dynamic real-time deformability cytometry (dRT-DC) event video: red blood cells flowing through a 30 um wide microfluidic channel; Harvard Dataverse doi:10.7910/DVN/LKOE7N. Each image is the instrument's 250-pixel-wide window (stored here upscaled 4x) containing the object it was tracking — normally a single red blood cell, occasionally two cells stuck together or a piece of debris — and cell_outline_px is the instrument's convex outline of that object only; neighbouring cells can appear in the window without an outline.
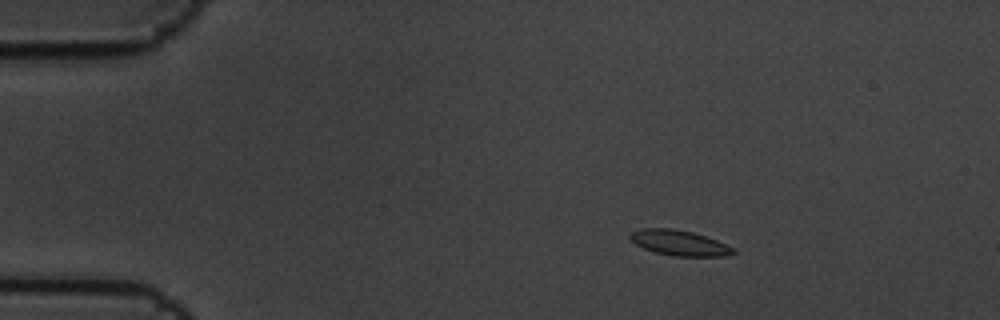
{"species": "common noctule bat (a hibernating species)", "species_latin": "Nyctalus noctula", "temperature_condition": "cold", "stored_images_in_passage": 6, "camera_frame_rate_fps": 3000, "um_per_image_px": 0.085, "animal": {"sex": "male", "body_mass_g": 19.5, "forearm_length_mm": 54.6}, "frame": {"image": 1, "passage_image": 3, "time_ms": 0.667, "image_size_px": [1000, 320], "cell_outline_px": [[736, 252], [724, 256], [676, 256], [656, 252], [644, 248], [636, 244], [628, 236], [632, 232], [640, 228], [672, 228], [692, 232], [716, 240], [736, 248]], "centroid_in_image_um": [57.75, 20.64], "position_along_channel_um": 27.2, "area_um2": 15.09}}
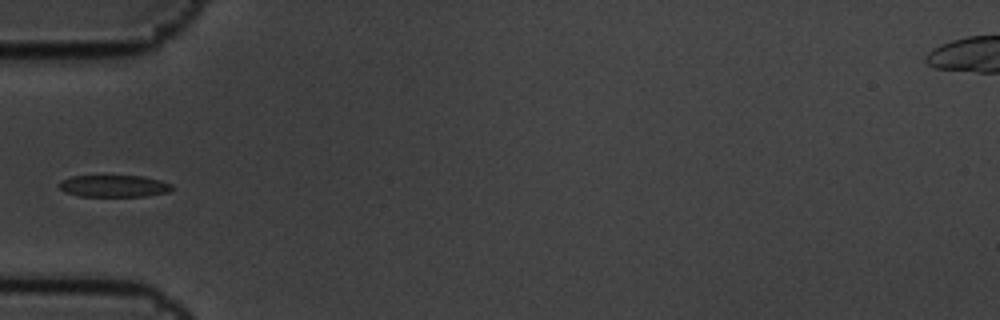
{"frame": {"image": 2, "passage_image": 6, "time_ms": 1.667, "image_size_px": [1000, 320], "cell_outline_px": [[176, 188], [168, 192], [144, 196], [80, 196], [68, 192], [60, 188], [60, 180], [72, 176], [144, 176], [160, 180], [172, 184]], "centroid_in_image_um": [9.75, 15.81], "position_along_channel_um": 75.3, "area_um2": 14.33}}